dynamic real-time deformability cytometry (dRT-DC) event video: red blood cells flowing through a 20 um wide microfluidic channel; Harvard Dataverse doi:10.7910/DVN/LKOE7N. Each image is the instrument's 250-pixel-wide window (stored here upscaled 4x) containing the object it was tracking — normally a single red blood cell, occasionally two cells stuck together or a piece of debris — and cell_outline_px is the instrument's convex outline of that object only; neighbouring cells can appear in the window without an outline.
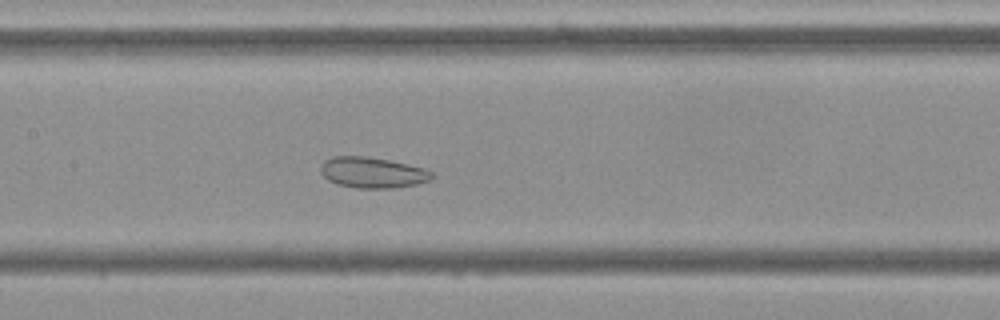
{"species": "Egyptian fruit bat (a non-hibernating species)", "species_latin": "Rousettus aegyptiacus", "temperature_condition": "cold", "stored_images_in_passage": 55, "camera_frame_rate_fps": 3000, "um_per_image_px": 0.085, "frame": {"image": 1, "passage_image": 26, "time_ms": 8.333, "image_size_px": [1000, 320], "cell_outline_px": [[432, 176], [428, 180], [416, 184], [396, 188], [356, 188], [336, 184], [328, 180], [320, 172], [320, 164], [324, 160], [332, 156], [368, 156], [408, 164], [424, 168], [432, 172]], "centroid_in_image_um": [31.61, 14.66], "position_along_channel_um": 175.8, "area_um2": 20.06}}
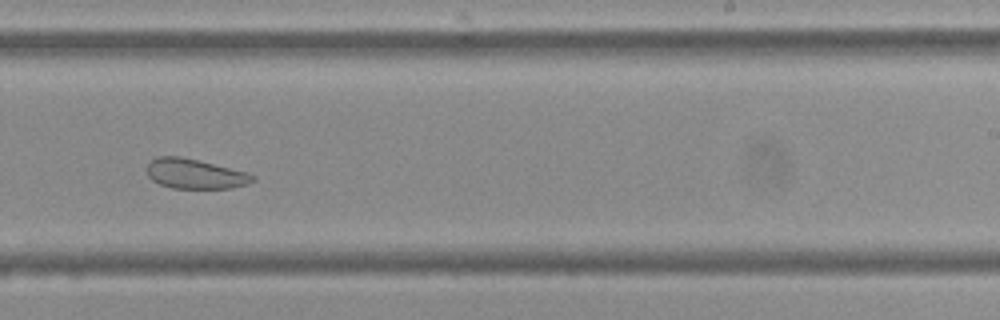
{"frame": {"image": 2, "passage_image": 34, "time_ms": 11.0, "image_size_px": [1000, 320], "cell_outline_px": [[256, 180], [248, 184], [232, 188], [172, 188], [160, 184], [152, 180], [148, 176], [148, 164], [156, 156], [180, 156], [248, 172], [256, 176]], "centroid_in_image_um": [16.61, 14.78], "position_along_channel_um": 272.4, "area_um2": 18.38}}
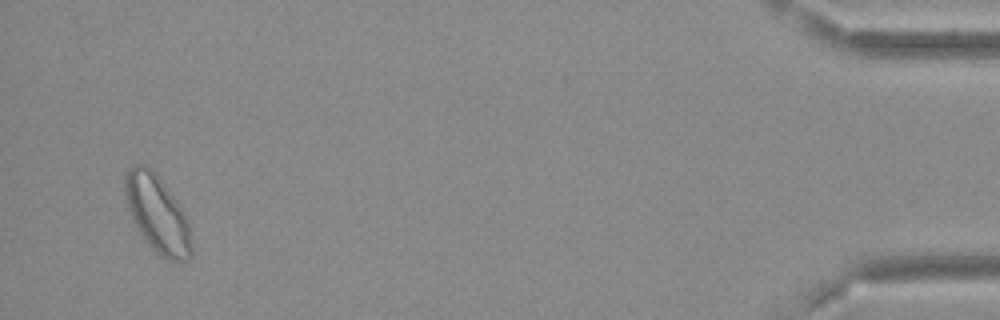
{"frame": {"image": 3, "passage_image": 53, "time_ms": 17.333, "image_size_px": [1000, 320], "cell_outline_px": [[192, 256], [184, 260], [168, 260], [160, 256], [148, 244], [140, 232], [128, 208], [124, 196], [124, 176], [132, 164], [144, 164], [160, 180], [176, 200], [184, 212], [188, 220], [192, 244]], "centroid_in_image_um": [13.37, 18.2], "position_along_channel_um": 421.8, "area_um2": 29.48}, "authors_computed_cell_mechanics": {"area_um2": 25.432, "velocity_mm_per_s": 3.6457, "shape_relaxation_time_tau1_ms": null, "shape_relaxation_time_tau2_ms": 3.369, "deformation_change_tau1": null, "deformation_change_tau2": 0.096}}